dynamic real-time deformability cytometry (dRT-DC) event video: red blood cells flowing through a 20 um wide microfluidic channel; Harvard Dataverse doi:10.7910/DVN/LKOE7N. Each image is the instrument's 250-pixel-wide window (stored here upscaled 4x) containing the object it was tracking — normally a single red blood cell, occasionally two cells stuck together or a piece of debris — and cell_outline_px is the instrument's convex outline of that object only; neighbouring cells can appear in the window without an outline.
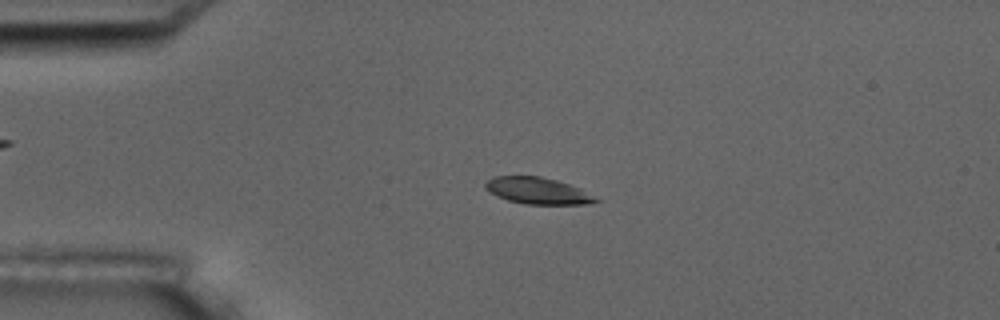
{"species": "common noctule bat (a hibernating species)", "species_latin": "Nyctalus noctula", "temperature_condition": "room temperature", "stored_images_in_passage": 3, "camera_frame_rate_fps": 3000, "um_per_image_px": 0.085, "animal": {"sex": "male", "body_mass_g": 17.5, "forearm_length_mm": 52.3}, "frame": {"image": 1, "passage_image": 3, "time_ms": 2.333, "image_size_px": [1000, 320], "cell_outline_px": [[604, 200], [584, 204], [524, 204], [508, 200], [496, 196], [484, 188], [484, 184], [492, 176], [540, 176], [556, 180], [580, 188]], "centroid_in_image_um": [45.71, 16.22], "position_along_channel_um": 39.3, "area_um2": 17.22}}